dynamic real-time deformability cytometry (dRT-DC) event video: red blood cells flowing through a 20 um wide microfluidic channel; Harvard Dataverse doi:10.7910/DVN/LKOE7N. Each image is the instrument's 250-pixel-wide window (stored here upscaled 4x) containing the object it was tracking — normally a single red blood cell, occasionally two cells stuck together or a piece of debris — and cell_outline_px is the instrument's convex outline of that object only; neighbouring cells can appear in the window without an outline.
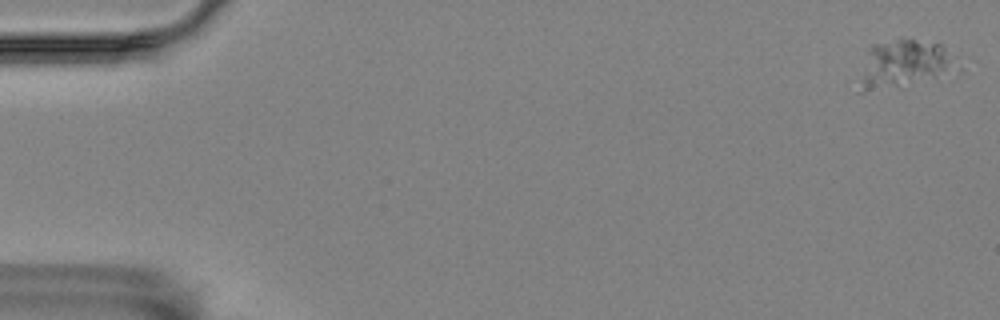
{"species": "Egyptian fruit bat (a non-hibernating species)", "species_latin": "Rousettus aegyptiacus", "temperature_condition": "room temperature", "stored_images_in_passage": 55, "camera_frame_rate_fps": 3000, "um_per_image_px": 0.085, "animal": {"sex": "female"}, "frame": {"image": 1, "passage_image": 2, "time_ms": 0.333, "image_size_px": [1000, 320], "cell_outline_px": [[960, 68], [932, 76], [864, 92], [856, 92], [868, 52], [872, 44], [896, 40], [912, 40], [940, 44], [956, 56]], "centroid_in_image_um": [76.84, 5.39], "position_along_channel_um": 8.2, "area_um2": 25.55}}
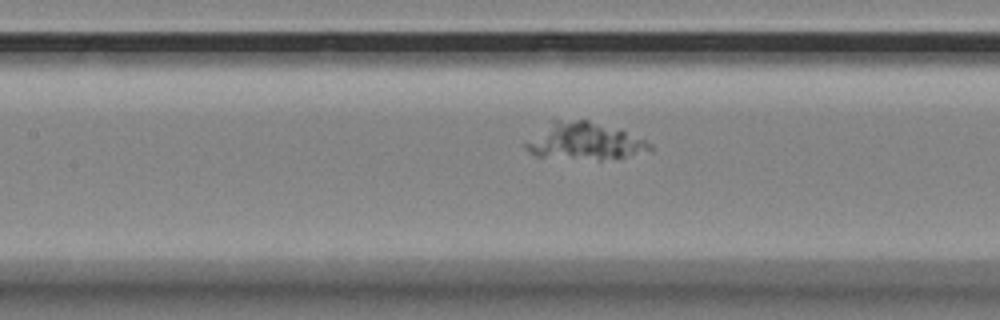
{"frame": {"image": 2, "passage_image": 27, "time_ms": 8.667, "image_size_px": [1000, 320], "cell_outline_px": [[652, 152], [600, 160], [536, 156], [524, 148], [524, 144], [552, 120], [588, 120], [620, 128], [652, 144]], "centroid_in_image_um": [49.74, 12.0], "position_along_channel_um": 157.7, "area_um2": 26.82}}
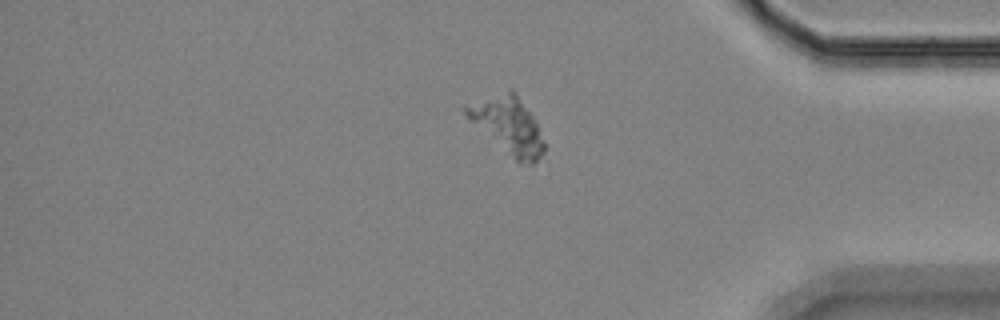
{"frame": {"image": 3, "passage_image": 49, "time_ms": 16.0, "image_size_px": [1000, 320], "cell_outline_px": [[544, 152], [532, 164], [520, 164], [472, 120], [460, 108], [464, 104], [508, 88], [512, 88], [516, 92], [532, 116], [544, 140]], "centroid_in_image_um": [43.18, 10.58], "position_along_channel_um": 392.0, "area_um2": 25.2}}